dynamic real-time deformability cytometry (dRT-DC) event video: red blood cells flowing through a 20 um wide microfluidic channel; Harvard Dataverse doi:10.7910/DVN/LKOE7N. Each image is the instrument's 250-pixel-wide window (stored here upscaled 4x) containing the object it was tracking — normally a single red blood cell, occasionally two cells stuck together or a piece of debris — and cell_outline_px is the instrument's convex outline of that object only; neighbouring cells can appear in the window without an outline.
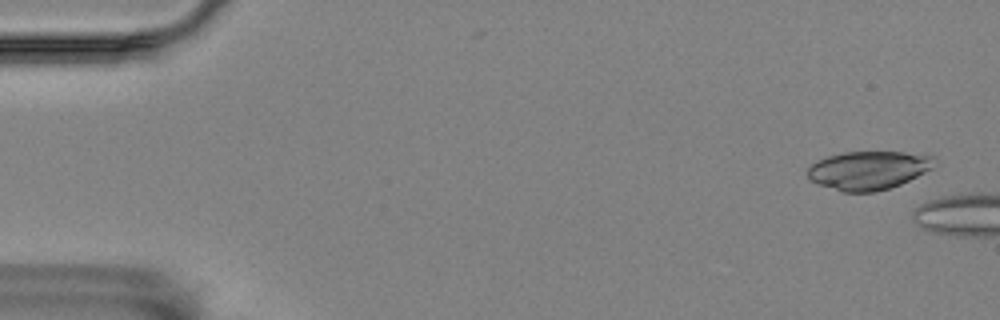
{"species": "Egyptian fruit bat (a non-hibernating species)", "species_latin": "Rousettus aegyptiacus", "temperature_condition": "room temperature", "stored_images_in_passage": 3, "camera_frame_rate_fps": 3000, "um_per_image_px": 0.085, "animal": {"sex": "female"}, "frame": {"image": 1, "passage_image": 1, "time_ms": 0.0, "image_size_px": [1000, 320], "cell_outline_px": [[936, 156], [932, 168], [900, 184], [888, 188], [872, 192], [844, 192], [820, 184], [812, 180], [808, 176], [808, 168], [812, 164], [828, 156], [844, 152], [904, 152]], "centroid_in_image_um": [73.83, 14.46], "position_along_channel_um": 11.2, "area_um2": 27.98}}